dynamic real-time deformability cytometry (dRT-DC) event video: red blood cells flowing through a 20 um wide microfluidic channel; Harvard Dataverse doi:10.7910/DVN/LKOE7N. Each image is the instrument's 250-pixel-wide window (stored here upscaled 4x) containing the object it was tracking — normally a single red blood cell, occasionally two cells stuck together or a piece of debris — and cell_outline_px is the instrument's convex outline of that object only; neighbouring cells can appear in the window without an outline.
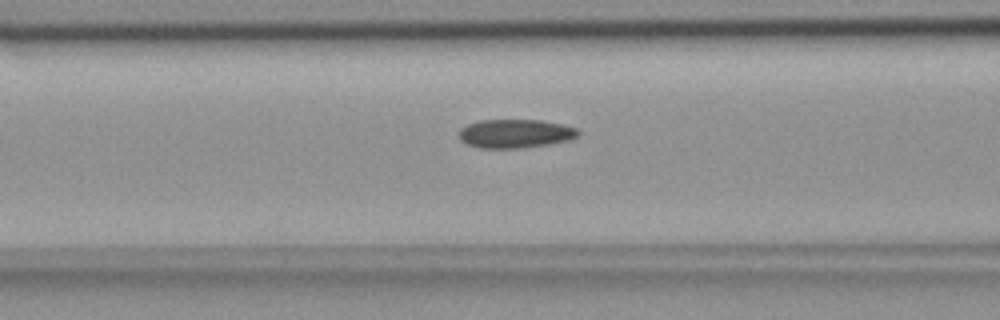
{"species": "common noctule bat (a hibernating species)", "species_latin": "Nyctalus noctula", "temperature_condition": "room temperature", "stored_images_in_passage": 38, "camera_frame_rate_fps": 3000, "um_per_image_px": 0.085, "animal": {"sex": "female", "body_mass_g": 18.4}, "frame": {"image": 1, "passage_image": 7, "time_ms": 2.0, "image_size_px": [1000, 320], "cell_outline_px": [[580, 136], [568, 140], [548, 144], [520, 148], [480, 148], [468, 144], [460, 140], [460, 128], [468, 124], [480, 120], [540, 120], [560, 124], [576, 128], [580, 132]], "centroid_in_image_um": [43.8, 11.35], "position_along_channel_um": 122.8, "area_um2": 19.83}}
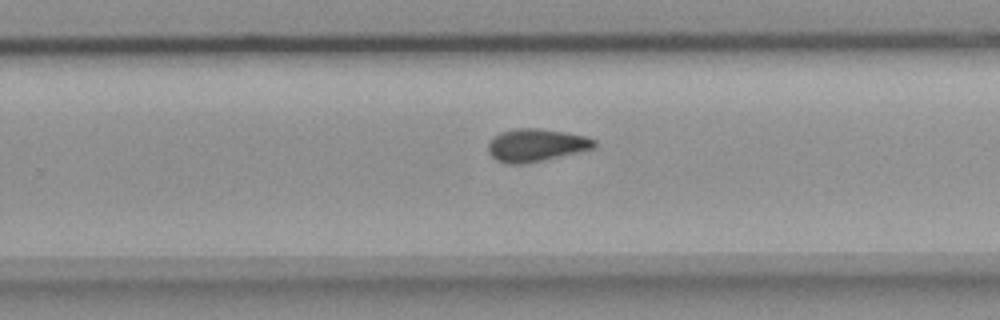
{"frame": {"image": 2, "passage_image": 20, "time_ms": 6.333, "image_size_px": [1000, 320], "cell_outline_px": [[596, 148], [544, 160], [520, 164], [508, 164], [496, 160], [488, 152], [488, 140], [492, 136], [500, 132], [516, 128], [540, 128], [564, 132], [584, 136], [596, 140]], "centroid_in_image_um": [45.54, 12.33], "position_along_channel_um": 284.3, "area_um2": 20.4}}
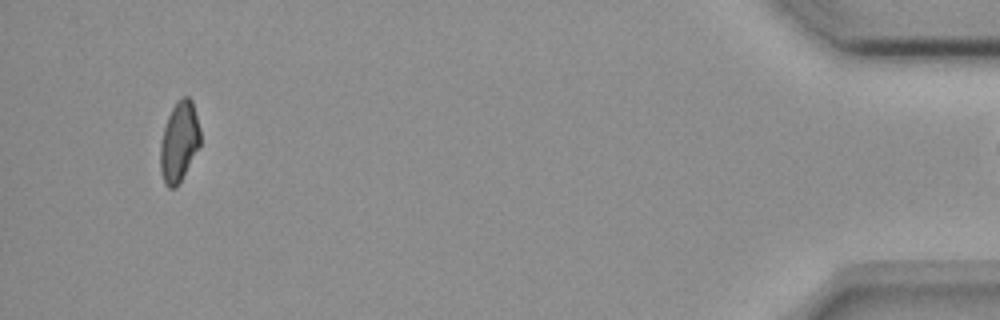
{"frame": {"image": 3, "passage_image": 37, "time_ms": 12.0, "image_size_px": [1000, 320], "cell_outline_px": [[200, 144], [176, 188], [168, 188], [164, 184], [160, 172], [160, 144], [164, 128], [168, 116], [176, 100], [180, 96], [188, 96], [192, 100], [200, 128]], "centroid_in_image_um": [15.21, 12.02], "position_along_channel_um": 420.0, "area_um2": 18.67}}